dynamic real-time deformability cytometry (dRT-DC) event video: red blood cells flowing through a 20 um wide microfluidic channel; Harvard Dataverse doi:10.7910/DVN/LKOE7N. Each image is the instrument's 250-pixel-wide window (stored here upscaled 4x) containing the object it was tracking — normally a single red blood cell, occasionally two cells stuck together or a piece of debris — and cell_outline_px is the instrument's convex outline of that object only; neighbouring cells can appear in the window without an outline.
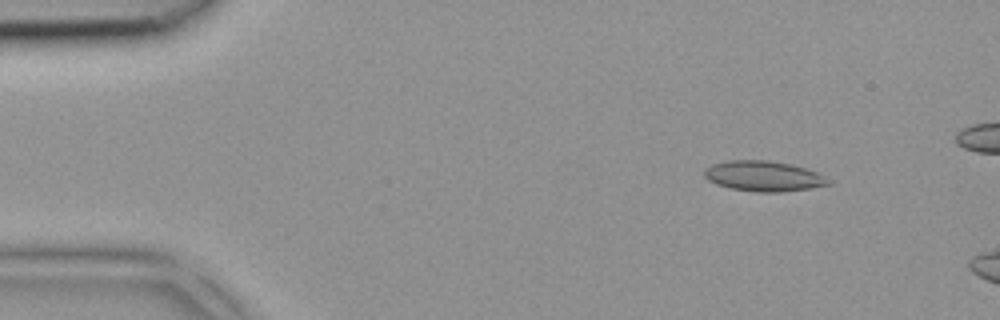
{"species": "common noctule bat (a hibernating species)", "species_latin": "Nyctalus noctula", "temperature_condition": "room temperature", "stored_images_in_passage": 40, "camera_frame_rate_fps": 3000, "um_per_image_px": 0.085, "animal": {"sex": "female", "body_mass_g": 18.4}, "frame": {"image": 1, "passage_image": 5, "time_ms": 1.333, "image_size_px": [1000, 320], "cell_outline_px": [[832, 184], [812, 188], [784, 192], [756, 192], [732, 188], [716, 184], [708, 180], [704, 176], [704, 168], [712, 164], [728, 160], [768, 160], [788, 164], [804, 168], [816, 172], [832, 180]], "centroid_in_image_um": [64.91, 14.98], "position_along_channel_um": 20.1, "area_um2": 22.02}}
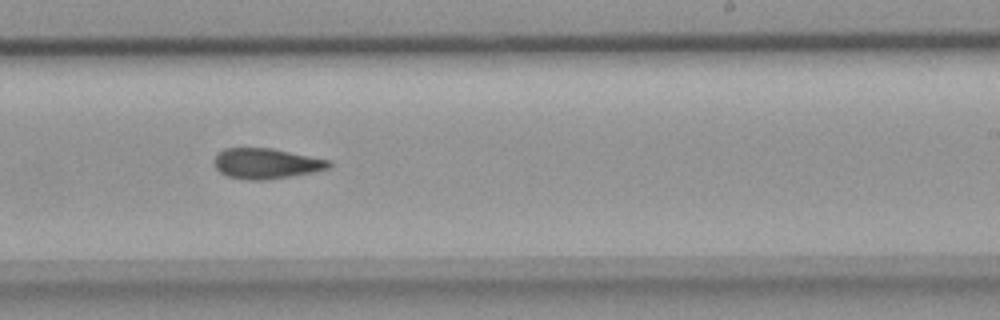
{"frame": {"image": 2, "passage_image": 26, "time_ms": 8.333, "image_size_px": [1000, 320], "cell_outline_px": [[332, 164], [328, 168], [312, 172], [264, 180], [248, 180], [228, 176], [220, 172], [212, 164], [212, 160], [224, 148], [272, 148], [332, 160]], "centroid_in_image_um": [22.61, 13.89], "position_along_channel_um": 266.4, "area_um2": 20.35}}
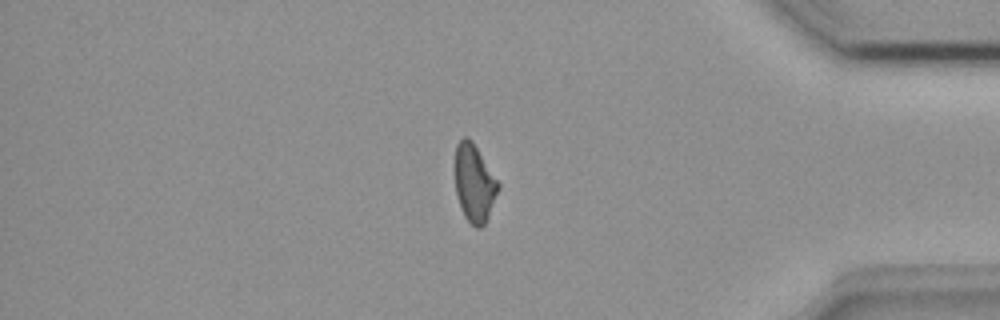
{"frame": {"image": 3, "passage_image": 36, "time_ms": 11.667, "image_size_px": [1000, 320], "cell_outline_px": [[500, 188], [488, 216], [484, 224], [480, 228], [476, 228], [464, 216], [456, 192], [456, 144], [464, 136], [472, 140], [500, 184]], "centroid_in_image_um": [40.33, 15.56], "position_along_channel_um": 394.9, "area_um2": 19.19}}